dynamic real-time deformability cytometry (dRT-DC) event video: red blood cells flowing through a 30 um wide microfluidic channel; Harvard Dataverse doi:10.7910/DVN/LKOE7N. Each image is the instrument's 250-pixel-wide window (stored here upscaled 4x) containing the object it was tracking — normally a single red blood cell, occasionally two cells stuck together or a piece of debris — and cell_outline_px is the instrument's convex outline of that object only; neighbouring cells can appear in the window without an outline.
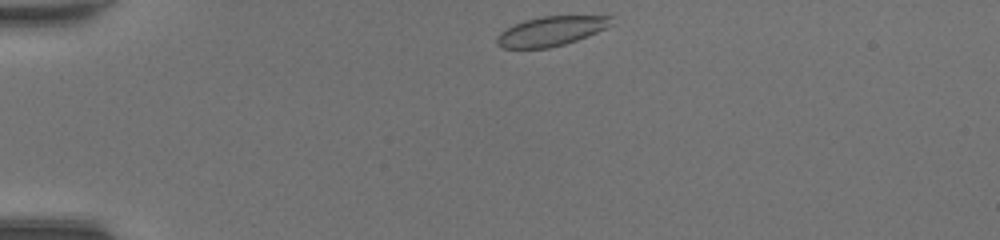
{"species": "common noctule bat (a hibernating species)", "species_latin": "Nyctalus noctula", "temperature_condition": "room temperature", "stored_images_in_passage": 38, "camera_frame_rate_fps": 3000, "um_per_image_px": 0.085, "animal": {"sex": "female", "body_mass_g": 20.0, "forearm_length_mm": 54.0}, "frame": {"image": 1, "passage_image": 1, "time_ms": 0.0, "image_size_px": [1000, 240], "cell_outline_px": [[612, 24], [588, 36], [564, 44], [548, 48], [504, 48], [496, 44], [496, 36], [500, 32], [524, 20], [544, 16], [612, 16]], "centroid_in_image_um": [46.82, 2.65], "position_along_channel_um": 38.2, "area_um2": 19.42}}
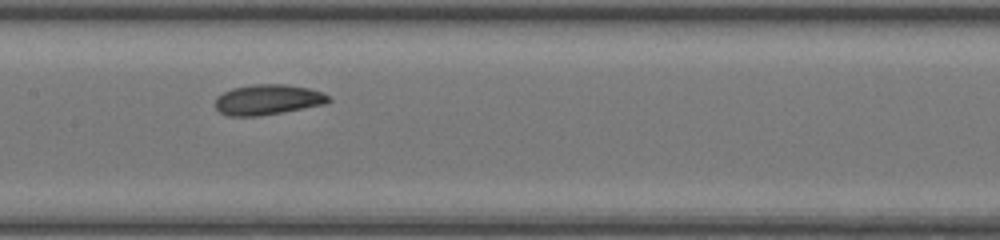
{"frame": {"image": 2, "passage_image": 15, "time_ms": 4.667, "image_size_px": [1000, 240], "cell_outline_px": [[332, 100], [324, 104], [284, 112], [260, 116], [228, 116], [220, 112], [216, 108], [216, 96], [232, 88], [256, 84], [284, 84], [308, 88], [324, 92]], "centroid_in_image_um": [22.77, 8.47], "position_along_channel_um": 184.6, "area_um2": 20.06}}
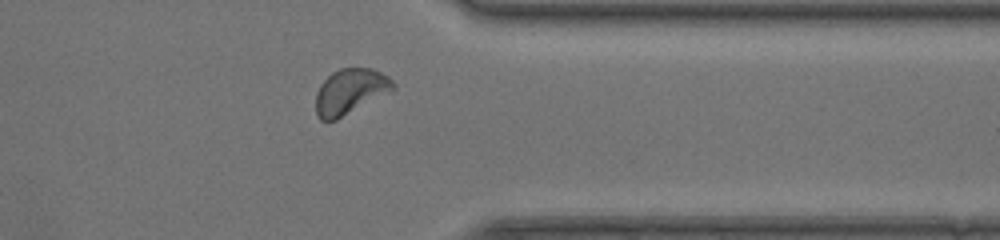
{"frame": {"image": 3, "passage_image": 29, "time_ms": 9.333, "image_size_px": [1000, 240], "cell_outline_px": [[396, 88], [336, 120], [320, 120], [316, 116], [316, 92], [320, 84], [332, 72], [340, 68], [372, 68], [388, 76], [396, 84]], "centroid_in_image_um": [29.75, 7.77], "position_along_channel_um": 381.7, "area_um2": 20.35}, "authors_computed_cell_mechanics": {"area_um2": 19.7098, "velocity_mm_per_s": 4.3133, "shape_relaxation_time_tau1_ms": 3.704, "shape_relaxation_time_tau2_ms": 2.2485, "deformation_change_tau1": 0.096, "deformation_change_tau2": 0.052}}